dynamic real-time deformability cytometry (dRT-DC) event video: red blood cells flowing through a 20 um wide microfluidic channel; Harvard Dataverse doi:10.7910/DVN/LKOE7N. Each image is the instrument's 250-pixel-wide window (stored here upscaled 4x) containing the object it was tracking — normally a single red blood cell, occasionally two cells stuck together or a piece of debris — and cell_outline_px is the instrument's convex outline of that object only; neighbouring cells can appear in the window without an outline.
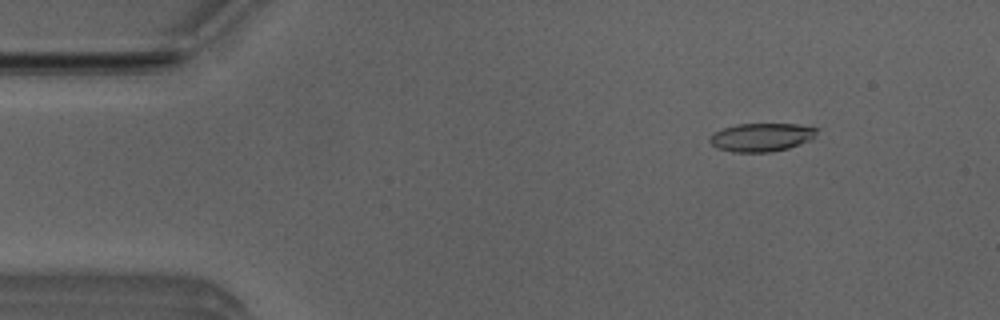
{"species": "Egyptian fruit bat (a non-hibernating species)", "species_latin": "Rousettus aegyptiacus", "temperature_condition": "room temperature", "stored_images_in_passage": 7, "camera_frame_rate_fps": 3000, "um_per_image_px": 0.085, "animal": {"sex": "male"}, "frame": {"image": 1, "passage_image": 2, "time_ms": 0.333, "image_size_px": [1000, 320], "cell_outline_px": [[820, 128], [812, 140], [788, 148], [772, 152], [732, 152], [716, 148], [708, 140], [712, 132], [736, 124], [796, 124]], "centroid_in_image_um": [64.73, 11.67], "position_along_channel_um": 20.3, "area_um2": 17.92}}
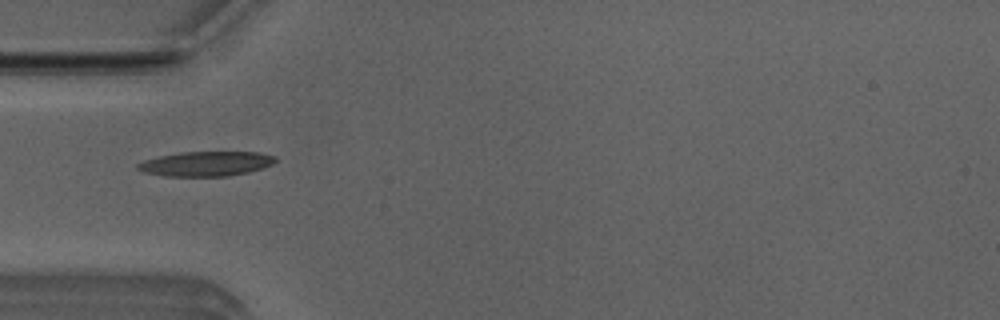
{"frame": {"image": 2, "passage_image": 5, "time_ms": 1.333, "image_size_px": [1000, 320], "cell_outline_px": [[276, 160], [272, 164], [264, 168], [248, 172], [228, 176], [164, 176], [144, 172], [136, 168], [136, 164], [144, 160], [160, 156], [180, 152], [260, 152], [276, 156]], "centroid_in_image_um": [17.52, 13.92], "position_along_channel_um": 67.5, "area_um2": 19.88}}